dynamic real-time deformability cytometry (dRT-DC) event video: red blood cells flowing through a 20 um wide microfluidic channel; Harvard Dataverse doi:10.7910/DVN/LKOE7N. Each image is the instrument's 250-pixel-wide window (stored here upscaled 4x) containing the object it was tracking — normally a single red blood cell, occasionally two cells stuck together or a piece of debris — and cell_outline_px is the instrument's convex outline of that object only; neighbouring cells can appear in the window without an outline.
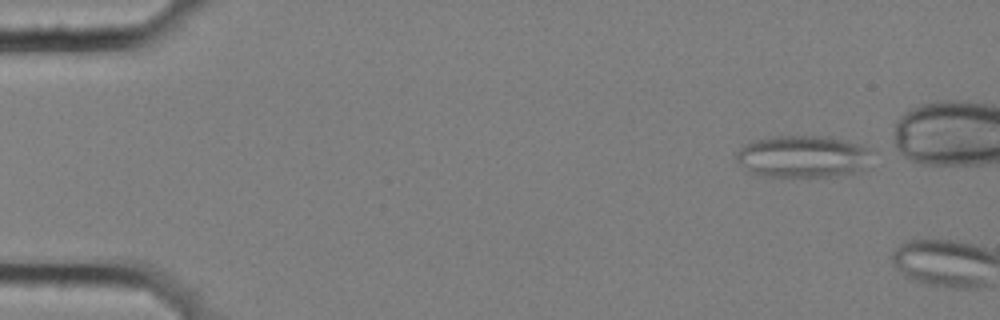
{"species": "common noctule bat (a hibernating species)", "species_latin": "Nyctalus noctula", "temperature_condition": "cold", "stored_images_in_passage": 2, "camera_frame_rate_fps": 3000, "um_per_image_px": 0.085, "animal": {"sex": "female", "body_mass_g": 25.1}, "frame": {"image": 1, "passage_image": 1, "time_ms": 0.0, "image_size_px": [1000, 320], "cell_outline_px": [[872, 152], [864, 168], [852, 172], [832, 176], [764, 176], [752, 172], [740, 164], [736, 160], [736, 152], [744, 144], [752, 140], [772, 136], [824, 136], [848, 140], [860, 144], [868, 148]], "centroid_in_image_um": [68.22, 13.28], "position_along_channel_um": 16.8, "area_um2": 33.12}}